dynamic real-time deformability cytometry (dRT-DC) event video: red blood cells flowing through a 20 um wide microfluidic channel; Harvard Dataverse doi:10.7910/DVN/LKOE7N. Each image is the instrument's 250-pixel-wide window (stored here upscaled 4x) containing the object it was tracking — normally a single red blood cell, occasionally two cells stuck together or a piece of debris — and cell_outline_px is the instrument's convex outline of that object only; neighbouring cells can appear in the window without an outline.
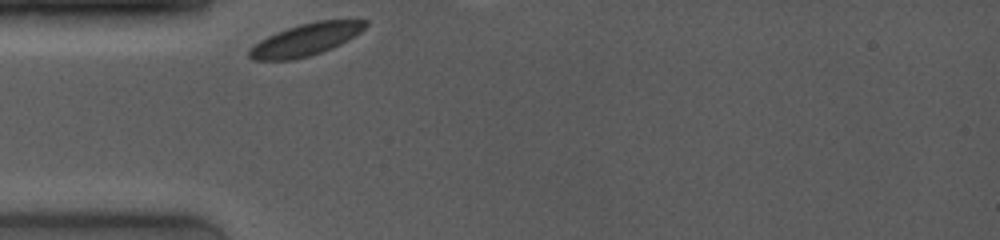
{"species": "common noctule bat (a hibernating species)", "species_latin": "Nyctalus noctula", "temperature_condition": "room temperature", "stored_images_in_passage": 1, "camera_frame_rate_fps": 4000, "um_per_image_px": 0.085, "animal": {"sex": "female", "body_mass_g": 19.0, "forearm_length_mm": 53.3}, "frame": {"image": 1, "passage_image": 1, "time_ms": 0.0, "image_size_px": [1000, 240], "cell_outline_px": [[368, 24], [360, 32], [348, 40], [332, 48], [308, 56], [292, 60], [252, 60], [248, 56], [248, 48], [260, 40], [276, 32], [300, 24], [316, 20], [368, 20]], "centroid_in_image_um": [25.96, 3.37], "position_along_channel_um": 59.0, "area_um2": 21.68}}